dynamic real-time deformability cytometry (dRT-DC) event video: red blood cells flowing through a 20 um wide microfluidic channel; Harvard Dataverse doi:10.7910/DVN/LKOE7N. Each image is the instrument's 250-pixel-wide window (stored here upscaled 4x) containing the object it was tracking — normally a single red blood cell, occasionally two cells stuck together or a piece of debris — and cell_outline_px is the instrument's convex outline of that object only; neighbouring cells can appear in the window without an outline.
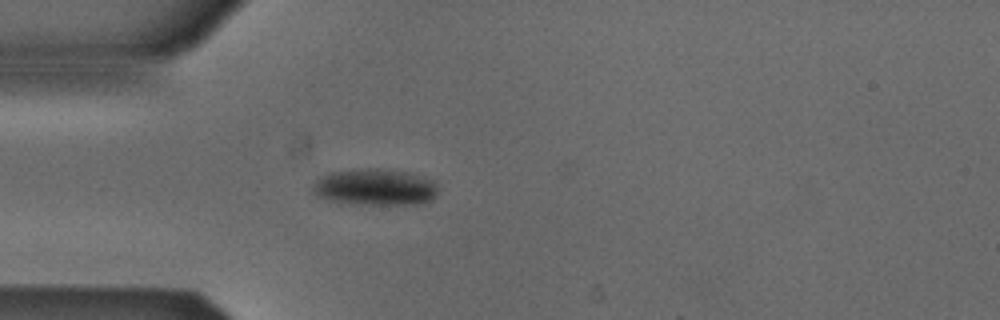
{"species": "Egyptian fruit bat (a non-hibernating species)", "species_latin": "Rousettus aegyptiacus", "temperature_condition": "cold", "stored_images_in_passage": 31, "camera_frame_rate_fps": 3000, "um_per_image_px": 0.085, "animal": {"sex": "male"}, "frame": {"image": 1, "passage_image": 1, "time_ms": 0.0, "image_size_px": [1000, 320], "cell_outline_px": [[436, 196], [432, 200], [424, 204], [348, 204], [328, 200], [316, 196], [312, 188], [312, 184], [320, 176], [332, 172], [368, 168], [376, 168], [408, 172], [424, 176], [436, 180]], "centroid_in_image_um": [31.9, 15.91], "position_along_channel_um": 53.1, "area_um2": 27.05}}
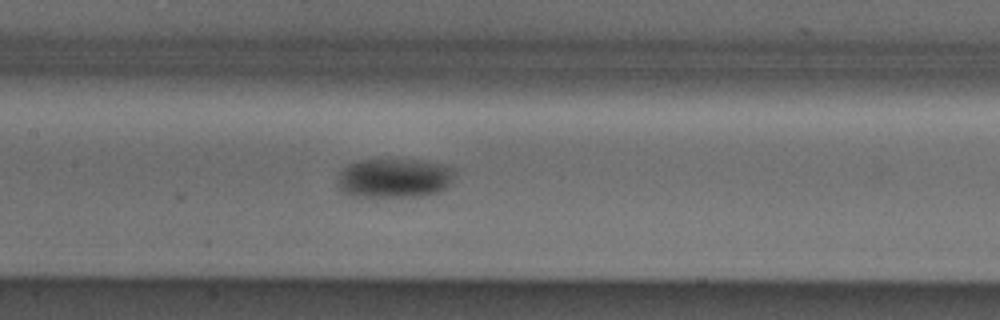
{"frame": {"image": 2, "passage_image": 11, "time_ms": 3.333, "image_size_px": [1000, 320], "cell_outline_px": [[456, 172], [452, 184], [436, 192], [416, 196], [352, 196], [344, 192], [336, 184], [336, 180], [340, 168], [356, 160], [388, 156], [420, 160], [444, 164], [452, 168]], "centroid_in_image_um": [33.47, 15.06], "position_along_channel_um": 173.9, "area_um2": 27.98}}
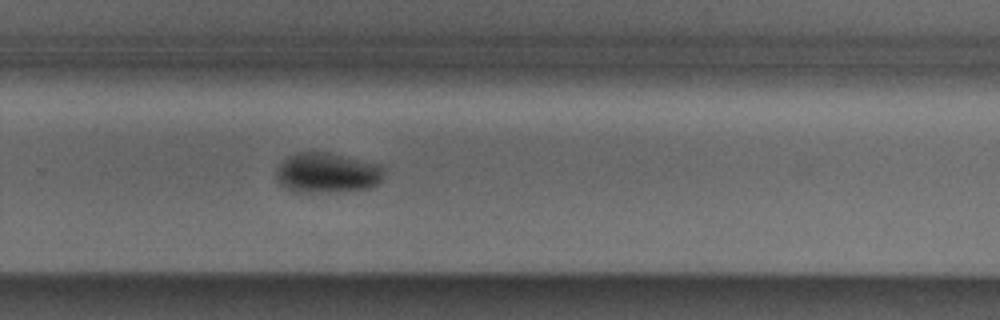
{"frame": {"image": 3, "passage_image": 21, "time_ms": 6.667, "image_size_px": [1000, 320], "cell_outline_px": [[384, 180], [372, 188], [328, 192], [292, 192], [284, 188], [276, 180], [276, 172], [280, 164], [288, 156], [296, 152], [328, 152], [380, 164], [384, 168]], "centroid_in_image_um": [27.83, 14.7], "position_along_channel_um": 302.0, "area_um2": 25.61}, "authors_computed_cell_mechanics": {"area_um2": 25.721, "velocity_mm_per_s": 3.8482, "shape_relaxation_time_tau1_ms": 6.3298, "shape_relaxation_time_tau2_ms": null, "deformation_change_tau1": 0.1141, "deformation_change_tau2": null}}